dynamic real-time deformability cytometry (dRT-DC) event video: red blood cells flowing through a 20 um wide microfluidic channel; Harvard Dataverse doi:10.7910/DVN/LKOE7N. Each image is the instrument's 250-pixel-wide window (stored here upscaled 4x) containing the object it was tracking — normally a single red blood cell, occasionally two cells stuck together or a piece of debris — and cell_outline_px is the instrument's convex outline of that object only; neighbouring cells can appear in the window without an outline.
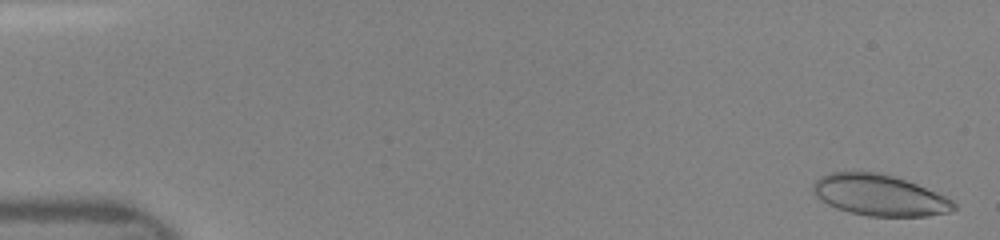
{"species": "human", "species_latin": "Homo sapiens", "temperature_condition": "room temperature", "stored_images_in_passage": 41, "camera_frame_rate_fps": 3000, "um_per_image_px": 0.085, "donor": {"sex": "female"}, "frame": {"image": 1, "passage_image": 2, "time_ms": 0.333, "image_size_px": [1000, 240], "cell_outline_px": [[956, 208], [948, 212], [928, 216], [868, 216], [848, 212], [836, 208], [828, 204], [816, 196], [812, 192], [812, 184], [820, 176], [828, 172], [876, 172], [892, 176], [916, 184], [944, 196], [952, 200], [956, 204]], "centroid_in_image_um": [74.71, 16.59], "position_along_channel_um": 10.3, "area_um2": 33.52}}
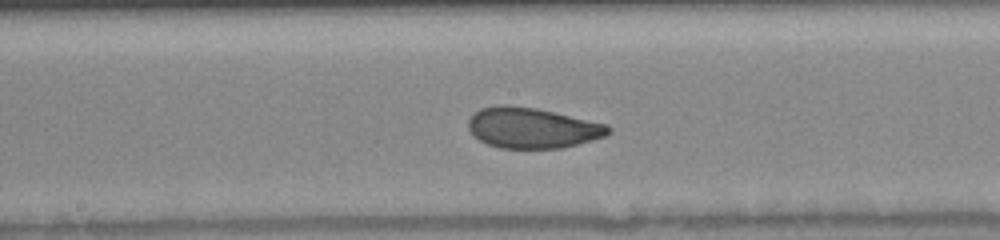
{"frame": {"image": 2, "passage_image": 26, "time_ms": 8.333, "image_size_px": [1000, 240], "cell_outline_px": [[612, 132], [604, 136], [592, 140], [560, 148], [500, 148], [488, 144], [480, 140], [468, 128], [468, 120], [480, 108], [496, 104], [508, 104], [536, 108], [608, 124], [612, 128]], "centroid_in_image_um": [45.25, 10.85], "position_along_channel_um": 203.0, "area_um2": 33.06}}
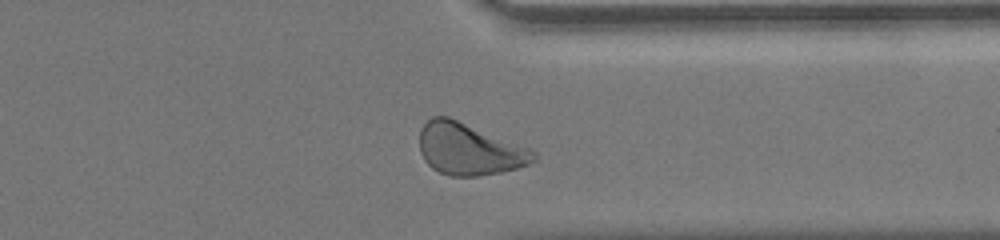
{"frame": {"image": 3, "passage_image": 38, "time_ms": 12.333, "image_size_px": [1000, 240], "cell_outline_px": [[536, 160], [528, 164], [516, 168], [500, 172], [480, 176], [448, 176], [432, 168], [424, 160], [420, 152], [420, 128], [432, 116], [448, 116], [528, 148], [536, 152]], "centroid_in_image_um": [39.84, 12.68], "position_along_channel_um": 371.6, "area_um2": 34.16}}